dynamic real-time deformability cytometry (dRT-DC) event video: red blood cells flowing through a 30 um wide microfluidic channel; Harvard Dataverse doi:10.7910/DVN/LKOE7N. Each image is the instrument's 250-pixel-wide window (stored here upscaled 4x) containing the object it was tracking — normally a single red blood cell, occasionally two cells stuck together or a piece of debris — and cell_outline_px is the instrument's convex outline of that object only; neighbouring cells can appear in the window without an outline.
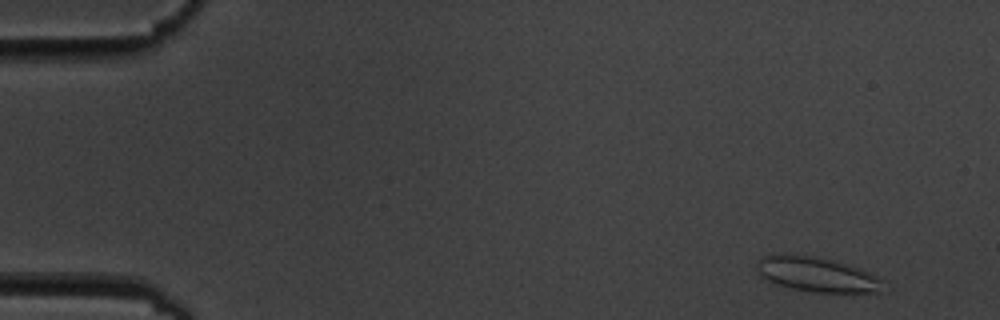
{"species": "common noctule bat (a hibernating species)", "species_latin": "Nyctalus noctula", "temperature_condition": "cold", "stored_images_in_passage": 5, "camera_frame_rate_fps": 3000, "um_per_image_px": 0.085, "animal": {"sex": "male", "body_mass_g": 19.5, "forearm_length_mm": 54.6}, "frame": {"image": 1, "passage_image": 2, "time_ms": 1.0, "image_size_px": [1000, 320], "cell_outline_px": [[892, 288], [884, 292], [816, 292], [788, 288], [768, 280], [756, 268], [756, 264], [764, 256], [784, 252], [820, 256], [848, 264], [860, 268], [876, 276]], "centroid_in_image_um": [69.52, 23.31], "position_along_channel_um": 15.5, "area_um2": 26.18}}